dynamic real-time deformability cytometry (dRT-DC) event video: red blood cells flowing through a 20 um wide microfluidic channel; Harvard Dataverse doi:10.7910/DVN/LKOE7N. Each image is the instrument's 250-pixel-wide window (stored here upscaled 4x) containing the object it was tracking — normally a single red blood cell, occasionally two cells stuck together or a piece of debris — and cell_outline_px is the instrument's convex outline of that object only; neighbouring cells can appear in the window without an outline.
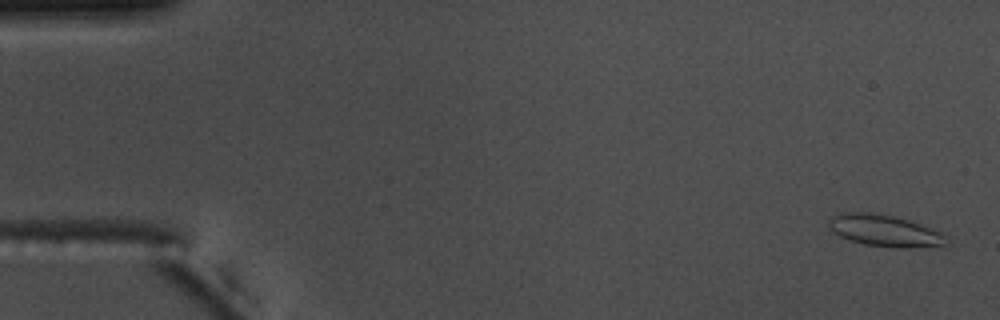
{"species": "common noctule bat (a hibernating species)", "species_latin": "Nyctalus noctula", "temperature_condition": "warm", "stored_images_in_passage": 56, "camera_frame_rate_fps": 3000, "um_per_image_px": 0.085, "animal": {"sex": "male", "body_mass_g": 17.5, "forearm_length_mm": 52.3}, "frame": {"image": 1, "passage_image": 2, "time_ms": 0.333, "image_size_px": [1000, 320], "cell_outline_px": [[944, 244], [908, 248], [896, 248], [864, 244], [848, 240], [832, 232], [828, 224], [828, 220], [832, 216], [840, 212], [868, 212], [892, 216], [908, 220], [920, 224], [940, 232]], "centroid_in_image_um": [75.05, 19.59], "position_along_channel_um": 9.9, "area_um2": 21.27}}
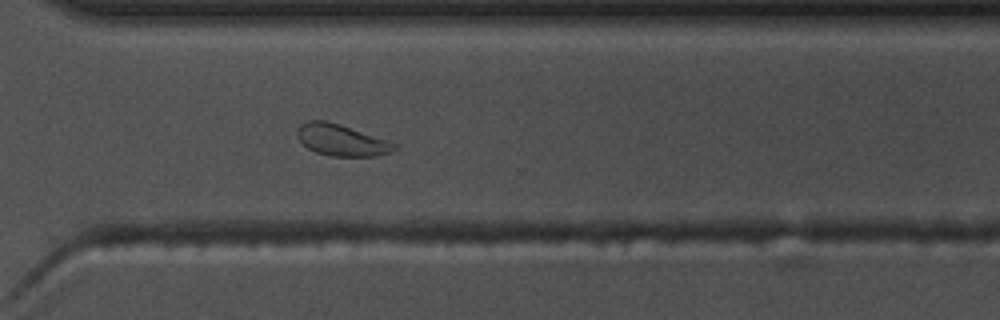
{"frame": {"image": 2, "passage_image": 40, "time_ms": 13.0, "image_size_px": [1000, 320], "cell_outline_px": [[396, 148], [388, 152], [376, 156], [332, 156], [316, 152], [308, 148], [296, 136], [296, 132], [300, 124], [308, 120], [328, 120], [388, 140], [396, 144]], "centroid_in_image_um": [28.99, 11.89], "position_along_channel_um": 341.6, "area_um2": 17.74}}
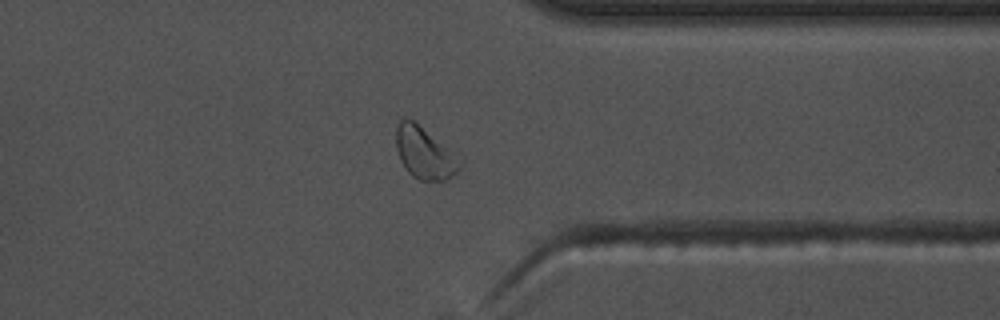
{"frame": {"image": 3, "passage_image": 43, "time_ms": 14.0, "image_size_px": [1000, 320], "cell_outline_px": [[464, 160], [460, 168], [452, 176], [444, 180], [420, 180], [412, 176], [408, 172], [400, 160], [396, 148], [396, 124], [404, 116], [412, 120]], "centroid_in_image_um": [36.08, 13.0], "position_along_channel_um": 375.3, "area_um2": 19.19}, "authors_computed_cell_mechanics": {"area_um2": 18.7272, "velocity_mm_per_s": 3.7426, "shape_relaxation_time_tau1_ms": 10.8008, "shape_relaxation_time_tau2_ms": 1.3651, "deformation_change_tau1": 0.1774, "deformation_change_tau2": 0.05}}